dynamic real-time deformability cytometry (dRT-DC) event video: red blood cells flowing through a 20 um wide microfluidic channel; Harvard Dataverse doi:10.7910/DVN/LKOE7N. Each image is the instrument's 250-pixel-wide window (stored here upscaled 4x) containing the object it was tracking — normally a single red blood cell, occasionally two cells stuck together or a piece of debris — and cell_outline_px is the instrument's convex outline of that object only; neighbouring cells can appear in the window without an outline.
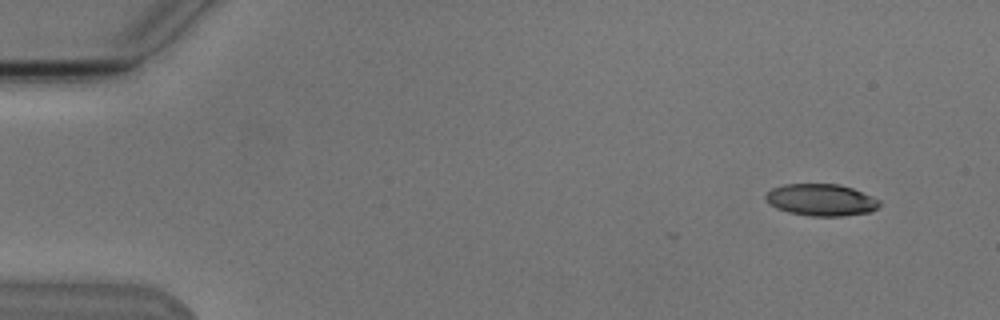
{"species": "Egyptian fruit bat (a non-hibernating species)", "species_latin": "Rousettus aegyptiacus", "temperature_condition": "cold", "stored_images_in_passage": 4, "camera_frame_rate_fps": 3000, "um_per_image_px": 0.085, "animal": {"sex": "male"}, "frame": {"image": 1, "passage_image": 1, "time_ms": 0.0, "image_size_px": [1000, 320], "cell_outline_px": [[880, 204], [876, 208], [868, 212], [840, 216], [812, 216], [788, 212], [776, 208], [764, 196], [772, 188], [784, 184], [840, 184], [852, 188], [880, 200]], "centroid_in_image_um": [69.79, 16.98], "position_along_channel_um": 15.2, "area_um2": 20.87}}
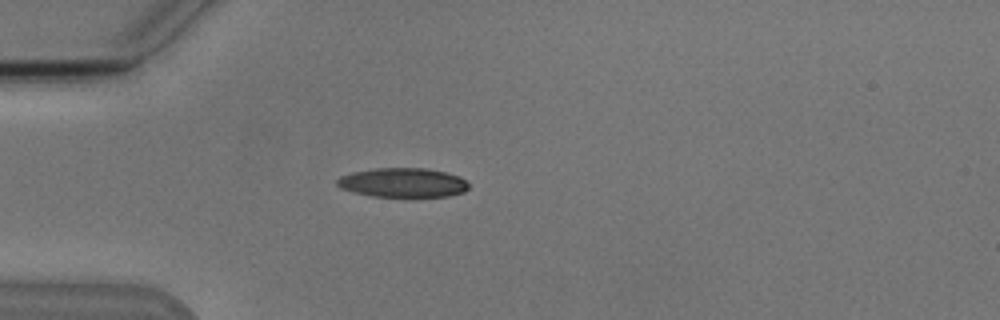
{"frame": {"image": 2, "passage_image": 4, "time_ms": 3.667, "image_size_px": [1000, 320], "cell_outline_px": [[468, 188], [464, 192], [448, 196], [372, 196], [340, 188], [336, 184], [336, 180], [340, 176], [352, 172], [376, 168], [428, 168], [460, 176], [468, 184]], "centroid_in_image_um": [34.24, 15.51], "position_along_channel_um": 50.8, "area_um2": 22.31}}